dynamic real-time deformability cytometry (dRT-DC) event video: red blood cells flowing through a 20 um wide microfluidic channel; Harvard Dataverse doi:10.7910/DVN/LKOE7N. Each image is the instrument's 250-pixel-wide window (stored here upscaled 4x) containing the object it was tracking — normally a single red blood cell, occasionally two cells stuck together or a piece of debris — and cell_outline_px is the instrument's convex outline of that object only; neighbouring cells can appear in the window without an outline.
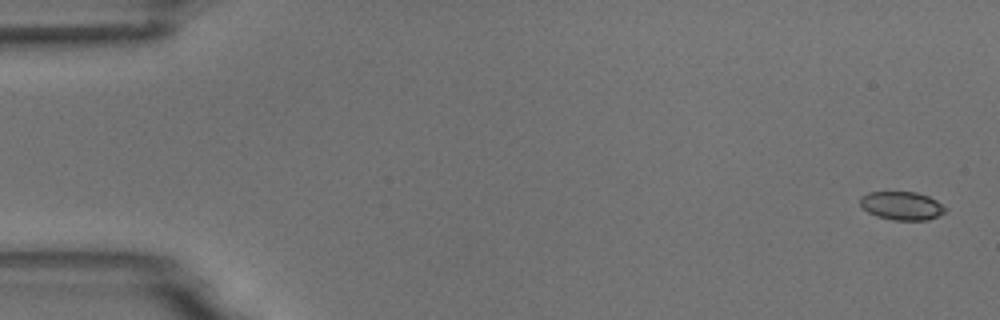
{"species": "common noctule bat (a hibernating species)", "species_latin": "Nyctalus noctula", "temperature_condition": "room temperature", "stored_images_in_passage": 5, "camera_frame_rate_fps": 3000, "um_per_image_px": 0.085, "animal": {"sex": "male", "body_mass_g": 18.8}, "frame": {"image": 1, "passage_image": 1, "time_ms": 0.0, "image_size_px": [1000, 320], "cell_outline_px": [[948, 208], [944, 212], [928, 220], [892, 220], [876, 216], [868, 212], [860, 204], [860, 196], [868, 192], [916, 192], [928, 196], [936, 200]], "centroid_in_image_um": [76.64, 17.48], "position_along_channel_um": 8.4, "area_um2": 14.1}}
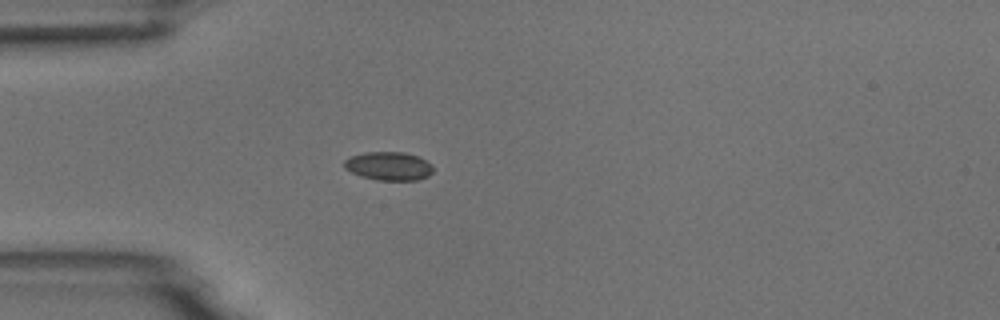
{"frame": {"image": 2, "passage_image": 5, "time_ms": 4.667, "image_size_px": [1000, 320], "cell_outline_px": [[432, 172], [428, 176], [416, 180], [376, 180], [360, 176], [344, 168], [344, 160], [352, 156], [364, 152], [404, 152], [416, 156], [432, 164]], "centroid_in_image_um": [33.02, 14.12], "position_along_channel_um": 52.0, "area_um2": 14.68}}